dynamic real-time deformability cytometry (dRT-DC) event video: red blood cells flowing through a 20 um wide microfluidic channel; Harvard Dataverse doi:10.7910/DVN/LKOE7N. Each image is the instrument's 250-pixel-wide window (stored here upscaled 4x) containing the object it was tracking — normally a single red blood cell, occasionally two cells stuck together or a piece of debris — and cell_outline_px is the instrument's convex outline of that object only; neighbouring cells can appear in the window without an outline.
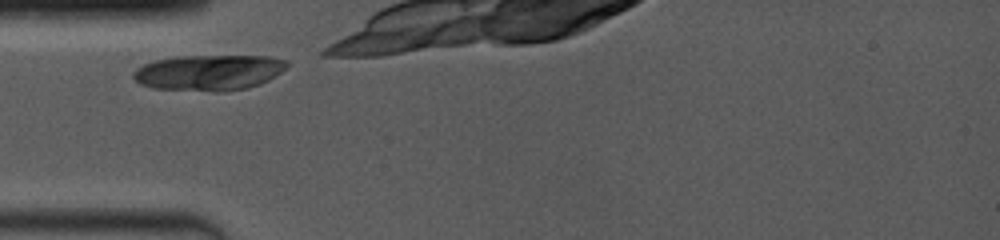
{"species": "common noctule bat (a hibernating species)", "species_latin": "Nyctalus noctula", "temperature_condition": "room temperature", "stored_images_in_passage": 8, "camera_frame_rate_fps": 4000, "um_per_image_px": 0.085, "animal": {"sex": "female", "body_mass_g": 19.0, "forearm_length_mm": 53.3}, "frame": {"image": 1, "passage_image": 1, "time_ms": 0.0, "image_size_px": [1000, 240], "cell_outline_px": [[288, 64], [280, 72], [268, 80], [260, 84], [248, 88], [224, 92], [216, 92], [152, 88], [140, 84], [132, 76], [132, 72], [136, 68], [144, 64], [156, 60], [176, 56], [272, 56], [288, 60]], "centroid_in_image_um": [17.75, 6.17], "position_along_channel_um": 67.3, "area_um2": 32.19}}